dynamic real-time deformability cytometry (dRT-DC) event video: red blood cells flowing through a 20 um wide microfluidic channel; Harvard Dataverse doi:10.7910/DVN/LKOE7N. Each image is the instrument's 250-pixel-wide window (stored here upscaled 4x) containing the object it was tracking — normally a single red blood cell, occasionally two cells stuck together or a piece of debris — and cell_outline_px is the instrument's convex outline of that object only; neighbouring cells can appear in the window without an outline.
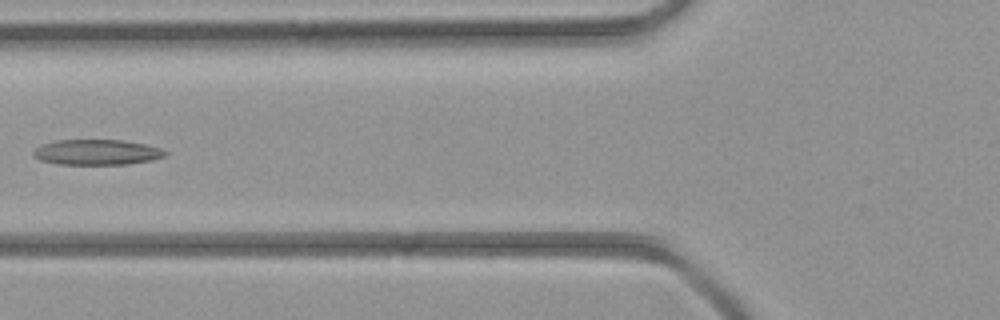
{"species": "common noctule bat (a hibernating species)", "species_latin": "Nyctalus noctula", "temperature_condition": "room temperature", "stored_images_in_passage": 4, "camera_frame_rate_fps": 3000, "um_per_image_px": 0.085, "animal": {"sex": "female", "body_mass_g": 21.9}, "frame": {"image": 1, "passage_image": 4, "time_ms": 3.333, "image_size_px": [1000, 320], "cell_outline_px": [[168, 156], [152, 160], [128, 164], [60, 164], [40, 160], [32, 156], [32, 152], [40, 144], [56, 140], [124, 140], [144, 144], [160, 148], [168, 152]], "centroid_in_image_um": [8.23, 12.93], "position_along_channel_um": 117.6, "area_um2": 19.65}}